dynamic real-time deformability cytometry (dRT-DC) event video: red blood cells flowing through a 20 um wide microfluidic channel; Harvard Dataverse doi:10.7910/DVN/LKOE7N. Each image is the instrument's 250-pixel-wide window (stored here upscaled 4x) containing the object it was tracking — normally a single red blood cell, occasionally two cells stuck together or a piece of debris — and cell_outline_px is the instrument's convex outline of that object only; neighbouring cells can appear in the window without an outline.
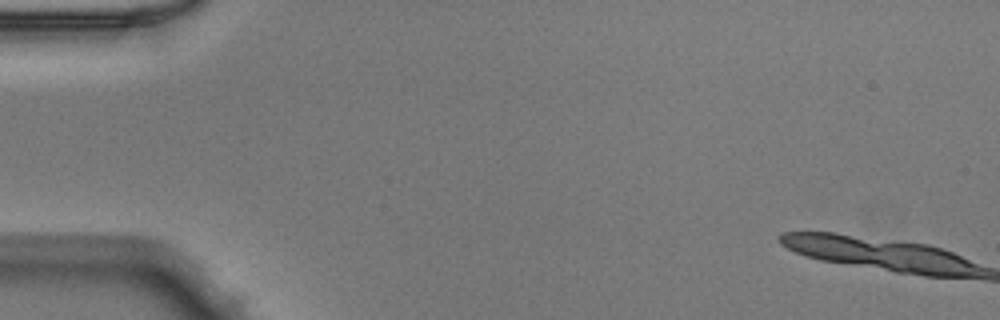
{"species": "Egyptian fruit bat (a non-hibernating species)", "species_latin": "Rousettus aegyptiacus", "temperature_condition": "warm", "stored_images_in_passage": 3, "camera_frame_rate_fps": 3000, "um_per_image_px": 0.085, "animal": {"sex": "male"}, "frame": {"image": 1, "passage_image": 1, "time_ms": 0.0, "image_size_px": [1000, 320], "cell_outline_px": [[980, 276], [936, 276], [832, 260], [816, 256], [792, 248], [808, 232], [820, 232], [932, 248], [948, 252], [964, 260]], "centroid_in_image_um": [75.17, 21.66], "position_along_channel_um": 9.8, "area_um2": 31.1}}